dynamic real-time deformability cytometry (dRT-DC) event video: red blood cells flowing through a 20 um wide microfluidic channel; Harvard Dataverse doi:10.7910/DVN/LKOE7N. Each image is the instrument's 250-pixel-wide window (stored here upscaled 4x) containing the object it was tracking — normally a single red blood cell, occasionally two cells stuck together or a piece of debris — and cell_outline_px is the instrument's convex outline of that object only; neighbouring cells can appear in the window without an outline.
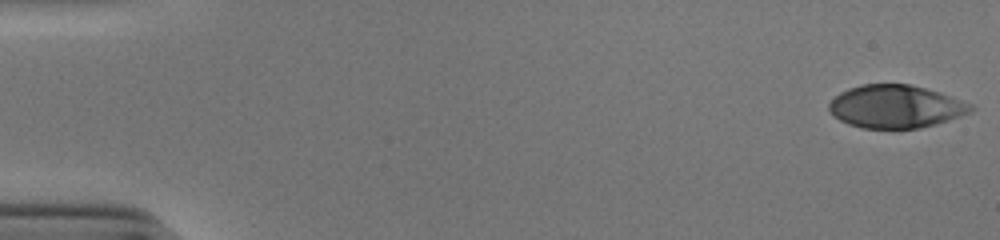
{"species": "human", "species_latin": "Homo sapiens", "temperature_condition": "cold", "stored_images_in_passage": 53, "camera_frame_rate_fps": 3000, "um_per_image_px": 0.085, "donor": {"sex": "male"}, "frame": {"image": 1, "passage_image": 1, "time_ms": 0.0, "image_size_px": [1000, 240], "cell_outline_px": [[976, 108], [972, 112], [936, 124], [920, 128], [864, 128], [848, 124], [832, 116], [828, 112], [828, 104], [840, 92], [848, 88], [860, 84], [912, 84], [940, 92], [972, 104]], "centroid_in_image_um": [76.13, 9.05], "position_along_channel_um": 8.9, "area_um2": 35.72}}
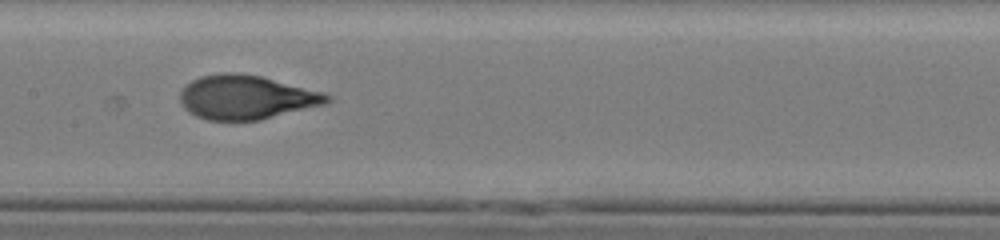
{"frame": {"image": 2, "passage_image": 27, "time_ms": 8.667, "image_size_px": [1000, 240], "cell_outline_px": [[332, 100], [328, 104], [260, 120], [208, 120], [196, 116], [188, 112], [184, 108], [180, 100], [180, 92], [192, 80], [200, 76], [220, 72], [236, 72], [260, 76], [324, 92], [332, 96]], "centroid_in_image_um": [20.97, 8.27], "position_along_channel_um": 186.4, "area_um2": 37.97}}
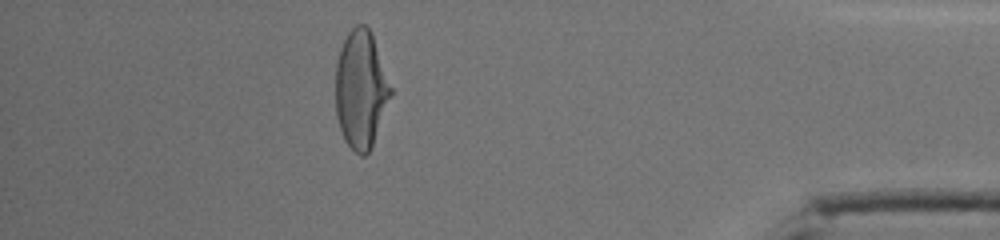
{"frame": {"image": 3, "passage_image": 47, "time_ms": 15.333, "image_size_px": [1000, 240], "cell_outline_px": [[392, 92], [372, 144], [368, 152], [364, 156], [360, 156], [344, 140], [336, 116], [336, 64], [340, 48], [348, 32], [356, 24], [364, 24], [372, 32], [392, 88]], "centroid_in_image_um": [30.66, 7.56], "position_along_channel_um": 404.5, "area_um2": 37.57}, "authors_computed_cell_mechanics": {"area_um2": 37.281, "velocity_mm_per_s": 3.8965, "shape_relaxation_time_tau1_ms": 5.5671, "shape_relaxation_time_tau2_ms": null, "deformation_change_tau1": 0.2479, "deformation_change_tau2": null}}